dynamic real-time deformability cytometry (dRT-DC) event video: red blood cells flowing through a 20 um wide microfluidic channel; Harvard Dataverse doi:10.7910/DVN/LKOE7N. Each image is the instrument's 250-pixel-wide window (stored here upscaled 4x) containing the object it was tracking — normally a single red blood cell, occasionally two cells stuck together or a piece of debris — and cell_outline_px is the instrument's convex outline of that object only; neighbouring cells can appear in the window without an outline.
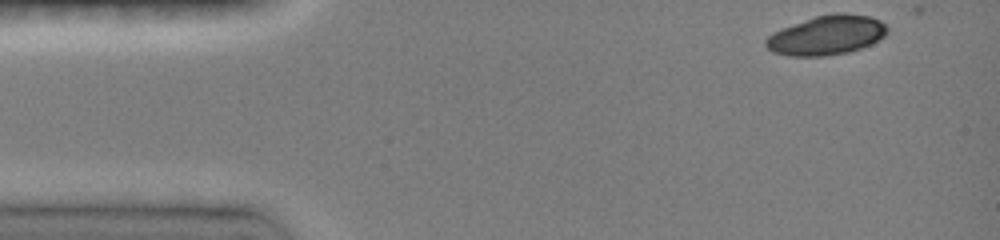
{"species": "common noctule bat (a hibernating species)", "species_latin": "Nyctalus noctula", "temperature_condition": "room temperature", "stored_images_in_passage": 6, "camera_frame_rate_fps": 3000, "um_per_image_px": 0.085, "animal": {"sex": "female", "body_mass_g": 19.0, "forearm_length_mm": 51.5}, "frame": {"image": 1, "passage_image": 1, "time_ms": 0.0, "image_size_px": [1000, 240], "cell_outline_px": [[888, 32], [884, 36], [872, 44], [848, 52], [824, 56], [788, 56], [772, 52], [764, 44], [764, 40], [768, 36], [784, 28], [816, 16], [836, 12], [844, 12], [868, 16], [880, 20], [888, 28]], "centroid_in_image_um": [70.29, 3.0], "position_along_channel_um": 14.7, "area_um2": 27.74}}